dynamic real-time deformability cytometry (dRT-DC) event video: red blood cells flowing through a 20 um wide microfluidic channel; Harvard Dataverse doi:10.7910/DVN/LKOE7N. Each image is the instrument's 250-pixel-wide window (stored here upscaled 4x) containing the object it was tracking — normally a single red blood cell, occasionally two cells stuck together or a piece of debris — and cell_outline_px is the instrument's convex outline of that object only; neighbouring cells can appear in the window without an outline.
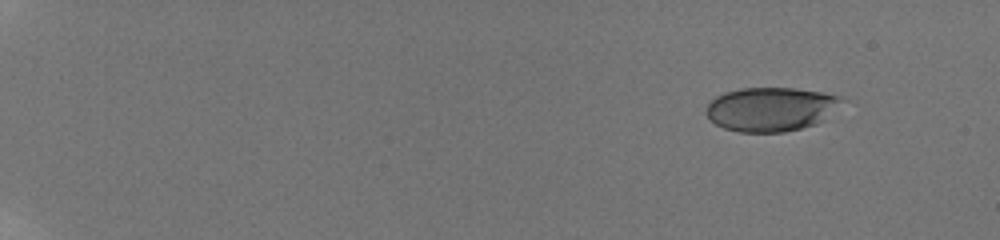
{"species": "human", "species_latin": "Homo sapiens", "temperature_condition": "room temperature", "stored_images_in_passage": 10, "camera_frame_rate_fps": 3000, "um_per_image_px": 0.085, "donor": {"sex": "male"}, "frame": {"image": 1, "passage_image": 2, "time_ms": 1.0, "image_size_px": [1000, 240], "cell_outline_px": [[848, 100], [816, 124], [784, 132], [740, 132], [724, 128], [716, 124], [704, 112], [708, 104], [716, 96], [724, 92], [740, 88], [796, 88], [824, 92], [848, 96]], "centroid_in_image_um": [65.59, 9.25], "position_along_channel_um": 19.4, "area_um2": 35.14}}
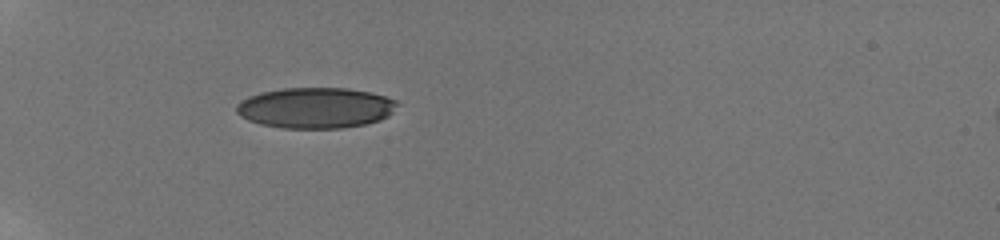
{"frame": {"image": 2, "passage_image": 7, "time_ms": 6.0, "image_size_px": [1000, 240], "cell_outline_px": [[396, 104], [392, 112], [388, 116], [380, 120], [364, 124], [340, 128], [284, 128], [260, 124], [248, 120], [240, 116], [236, 112], [236, 104], [240, 100], [248, 96], [260, 92], [284, 88], [348, 88], [372, 92], [396, 100]], "centroid_in_image_um": [26.78, 9.16], "position_along_channel_um": 58.2, "area_um2": 38.21}}